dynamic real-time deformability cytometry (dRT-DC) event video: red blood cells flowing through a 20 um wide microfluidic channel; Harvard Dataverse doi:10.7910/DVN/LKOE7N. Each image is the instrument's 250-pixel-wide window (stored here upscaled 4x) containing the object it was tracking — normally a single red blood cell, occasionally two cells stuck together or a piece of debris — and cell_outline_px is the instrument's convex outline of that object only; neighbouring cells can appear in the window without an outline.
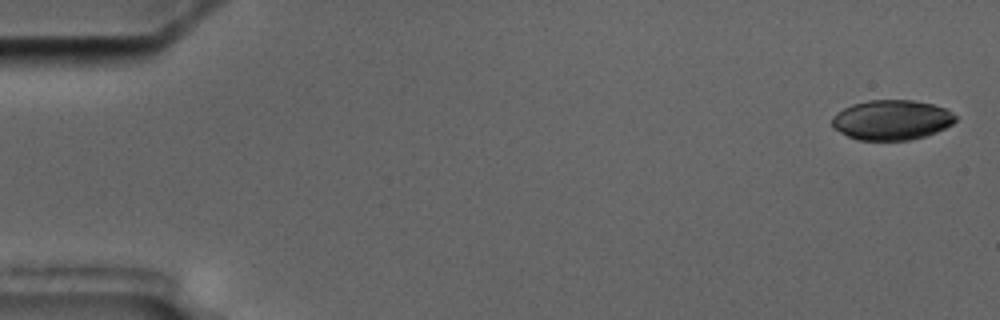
{"species": "common noctule bat (a hibernating species)", "species_latin": "Nyctalus noctula", "temperature_condition": "cold", "stored_images_in_passage": 7, "camera_frame_rate_fps": 3000, "um_per_image_px": 0.085, "animal": {"sex": "male", "body_mass_g": 17.5, "forearm_length_mm": 52.3}, "frame": {"image": 1, "passage_image": 1, "time_ms": 0.0, "image_size_px": [1000, 320], "cell_outline_px": [[956, 120], [952, 124], [936, 132], [924, 136], [908, 140], [860, 140], [848, 136], [832, 128], [832, 116], [836, 112], [852, 104], [868, 100], [912, 100], [932, 104], [944, 108], [952, 112], [956, 116]], "centroid_in_image_um": [75.77, 10.19], "position_along_channel_um": 9.2, "area_um2": 28.73}}
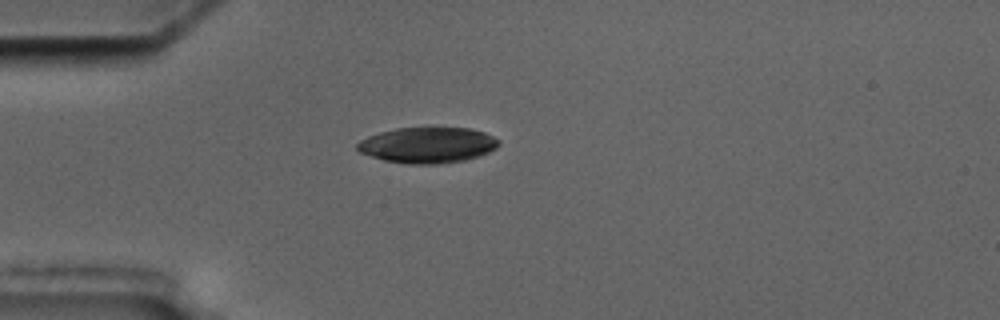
{"frame": {"image": 2, "passage_image": 5, "time_ms": 4.667, "image_size_px": [1000, 320], "cell_outline_px": [[500, 144], [496, 148], [480, 156], [464, 160], [436, 164], [404, 164], [384, 160], [360, 152], [356, 148], [356, 144], [360, 140], [368, 136], [380, 132], [396, 128], [468, 128], [484, 132], [500, 140]], "centroid_in_image_um": [36.35, 12.33], "position_along_channel_um": 48.7, "area_um2": 29.48}}
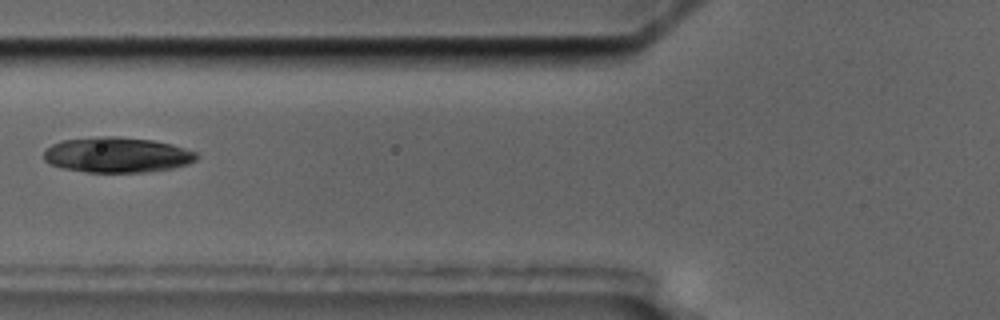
{"frame": {"image": 3, "passage_image": 7, "time_ms": 7.0, "image_size_px": [1000, 320], "cell_outline_px": [[200, 156], [196, 160], [188, 164], [172, 168], [144, 172], [88, 172], [60, 168], [44, 160], [44, 152], [52, 144], [60, 140], [96, 136], [116, 136], [152, 140], [172, 144], [196, 152]], "centroid_in_image_um": [9.95, 13.16], "position_along_channel_um": 115.9, "area_um2": 31.62}}